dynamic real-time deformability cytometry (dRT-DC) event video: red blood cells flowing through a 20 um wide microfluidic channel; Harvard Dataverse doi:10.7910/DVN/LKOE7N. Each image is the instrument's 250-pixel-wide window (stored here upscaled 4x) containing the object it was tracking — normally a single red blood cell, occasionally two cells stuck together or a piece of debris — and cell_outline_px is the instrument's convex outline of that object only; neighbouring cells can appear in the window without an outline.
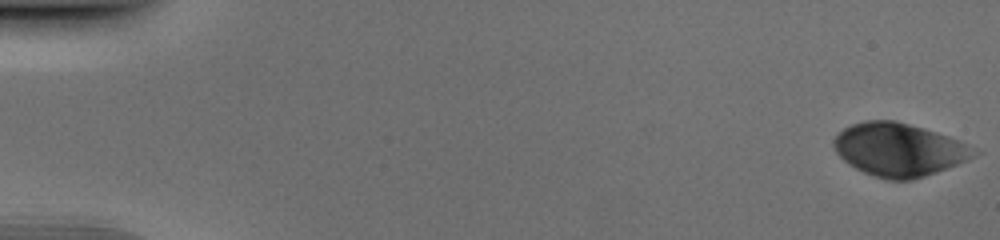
{"species": "human", "species_latin": "Homo sapiens", "temperature_condition": "cold", "stored_images_in_passage": 52, "camera_frame_rate_fps": 3000, "um_per_image_px": 0.085, "donor": {"sex": "male"}, "frame": {"image": 1, "passage_image": 1, "time_ms": 0.0, "image_size_px": [1000, 240], "cell_outline_px": [[984, 152], [968, 160], [936, 172], [924, 176], [908, 180], [888, 180], [864, 172], [848, 164], [832, 148], [832, 140], [844, 128], [852, 124], [864, 120], [896, 120], [924, 128], [948, 136], [976, 148]], "centroid_in_image_um": [76.43, 12.71], "position_along_channel_um": 8.6, "area_um2": 43.47}}
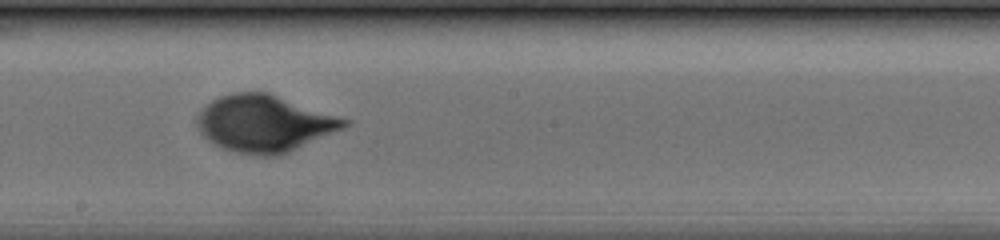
{"frame": {"image": 2, "passage_image": 30, "time_ms": 9.667, "image_size_px": [1000, 240], "cell_outline_px": [[352, 120], [344, 128], [280, 156], [256, 156], [232, 152], [212, 144], [200, 132], [196, 124], [196, 112], [200, 108], [212, 100], [220, 96], [232, 92], [268, 92]], "centroid_in_image_um": [22.44, 10.5], "position_along_channel_um": 225.8, "area_um2": 49.36}}
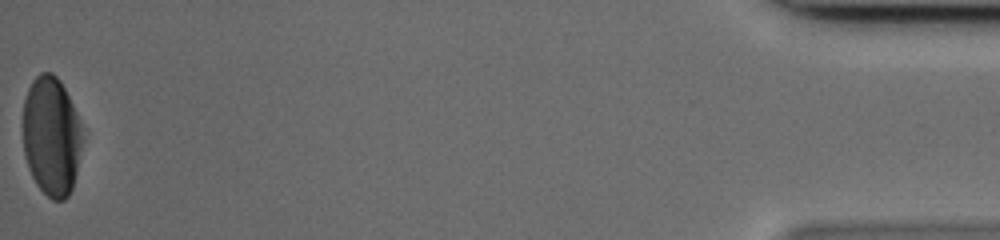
{"frame": {"image": 3, "passage_image": 52, "time_ms": 17.0, "image_size_px": [1000, 240], "cell_outline_px": [[80, 148], [76, 172], [72, 188], [68, 196], [64, 200], [52, 200], [36, 184], [28, 168], [24, 156], [20, 124], [24, 100], [28, 88], [32, 80], [40, 72], [52, 72], [60, 80], [76, 112], [80, 124]], "centroid_in_image_um": [4.29, 11.55], "position_along_channel_um": 430.9, "area_um2": 41.62}}